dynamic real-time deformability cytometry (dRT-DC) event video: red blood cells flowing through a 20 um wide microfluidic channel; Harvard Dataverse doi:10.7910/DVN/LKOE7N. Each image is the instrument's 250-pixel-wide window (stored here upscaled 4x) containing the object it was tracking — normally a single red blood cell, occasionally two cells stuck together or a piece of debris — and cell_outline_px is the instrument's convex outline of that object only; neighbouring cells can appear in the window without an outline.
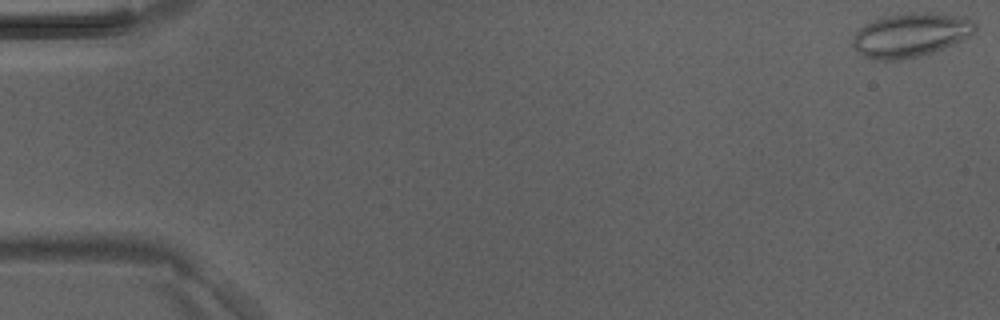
{"species": "Egyptian fruit bat (a non-hibernating species)", "species_latin": "Rousettus aegyptiacus", "temperature_condition": "room temperature", "stored_images_in_passage": 40, "camera_frame_rate_fps": 3000, "um_per_image_px": 0.085, "animal": {"sex": "male"}, "frame": {"image": 1, "passage_image": 1, "time_ms": 0.0, "image_size_px": [1000, 320], "cell_outline_px": [[976, 32], [960, 40], [932, 52], [900, 60], [872, 60], [864, 56], [852, 44], [852, 36], [864, 24], [888, 16], [908, 12], [928, 12], [964, 16], [972, 20], [976, 24]], "centroid_in_image_um": [77.4, 2.96], "position_along_channel_um": 7.6, "area_um2": 31.1}}
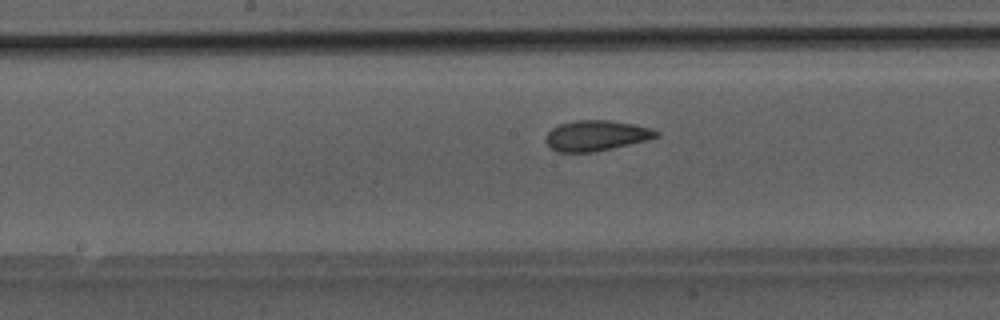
{"frame": {"image": 2, "passage_image": 24, "time_ms": 7.667, "image_size_px": [1000, 320], "cell_outline_px": [[660, 136], [648, 140], [612, 148], [592, 152], [556, 152], [544, 140], [548, 132], [552, 128], [560, 124], [576, 120], [608, 120], [636, 124], [652, 128], [660, 132]], "centroid_in_image_um": [50.71, 11.52], "position_along_channel_um": 197.5, "area_um2": 19.71}}
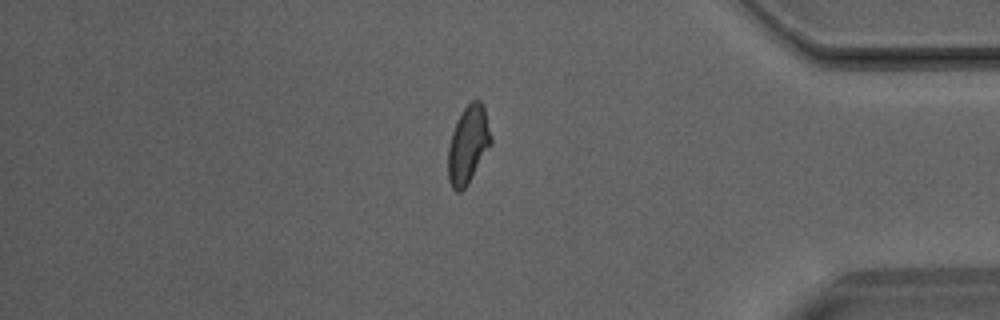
{"frame": {"image": 3, "passage_image": 39, "time_ms": 12.667, "image_size_px": [1000, 320], "cell_outline_px": [[492, 144], [468, 184], [460, 192], [456, 192], [452, 188], [448, 180], [448, 148], [452, 132], [464, 108], [472, 100], [480, 100], [484, 108], [492, 136]], "centroid_in_image_um": [39.8, 12.33], "position_along_channel_um": 395.4, "area_um2": 19.36}}